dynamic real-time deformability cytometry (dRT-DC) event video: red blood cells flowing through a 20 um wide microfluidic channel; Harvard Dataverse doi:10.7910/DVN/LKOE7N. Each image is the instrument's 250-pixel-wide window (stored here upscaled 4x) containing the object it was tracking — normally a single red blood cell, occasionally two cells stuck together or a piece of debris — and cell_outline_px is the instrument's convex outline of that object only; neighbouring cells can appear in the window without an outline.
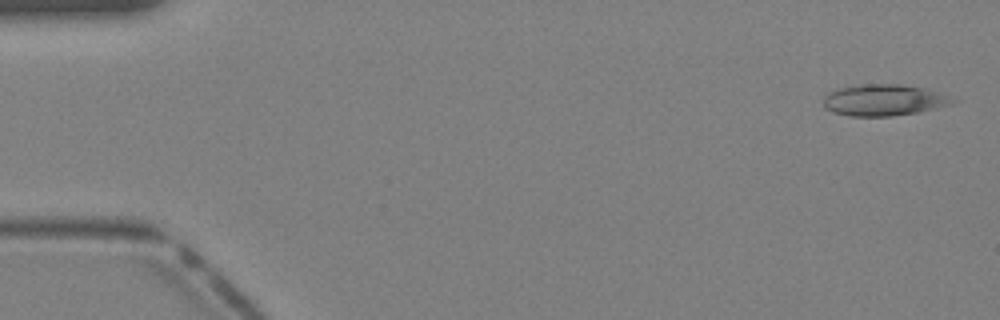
{"species": "Egyptian fruit bat (a non-hibernating species)", "species_latin": "Rousettus aegyptiacus", "temperature_condition": "warm", "stored_images_in_passage": 39, "camera_frame_rate_fps": 3000, "um_per_image_px": 0.085, "animal": {"sex": "female"}, "frame": {"image": 1, "passage_image": 1, "time_ms": 0.0, "image_size_px": [1000, 320], "cell_outline_px": [[960, 100], [952, 104], [916, 112], [892, 116], [848, 116], [832, 112], [824, 108], [824, 96], [828, 92], [840, 88], [860, 84], [900, 84], [924, 88]], "centroid_in_image_um": [75.1, 8.51], "position_along_channel_um": 9.9, "area_um2": 23.58}}
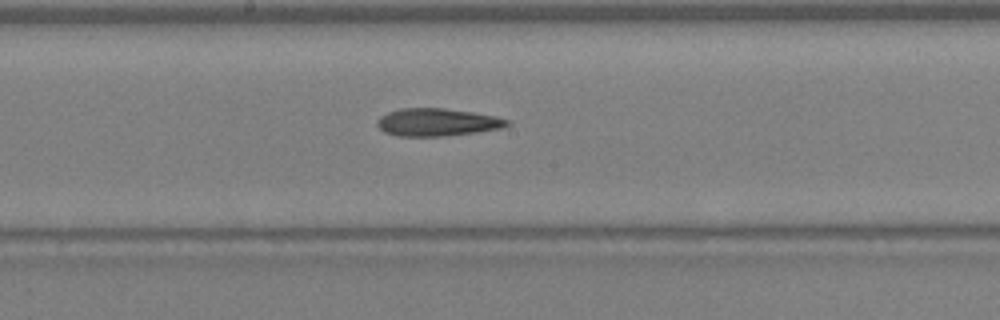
{"frame": {"image": 2, "passage_image": 21, "time_ms": 6.667, "image_size_px": [1000, 320], "cell_outline_px": [[512, 124], [500, 128], [476, 132], [444, 136], [400, 136], [384, 132], [376, 124], [376, 120], [380, 116], [388, 112], [400, 108], [444, 108], [472, 112], [496, 116], [512, 120]], "centroid_in_image_um": [37.17, 10.38], "position_along_channel_um": 211.0, "area_um2": 21.04}}
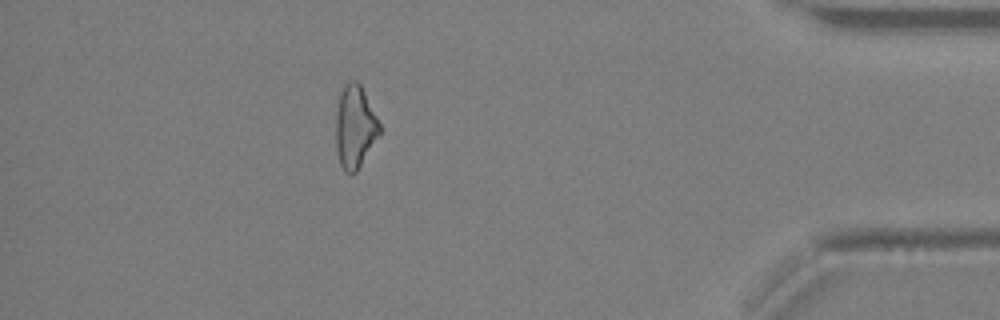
{"frame": {"image": 3, "passage_image": 35, "time_ms": 11.333, "image_size_px": [1000, 320], "cell_outline_px": [[380, 132], [356, 172], [344, 172], [340, 164], [336, 148], [336, 112], [340, 92], [344, 84], [352, 80], [356, 80], [360, 84], [380, 124]], "centroid_in_image_um": [30.14, 10.76], "position_along_channel_um": 405.1, "area_um2": 20.69}}